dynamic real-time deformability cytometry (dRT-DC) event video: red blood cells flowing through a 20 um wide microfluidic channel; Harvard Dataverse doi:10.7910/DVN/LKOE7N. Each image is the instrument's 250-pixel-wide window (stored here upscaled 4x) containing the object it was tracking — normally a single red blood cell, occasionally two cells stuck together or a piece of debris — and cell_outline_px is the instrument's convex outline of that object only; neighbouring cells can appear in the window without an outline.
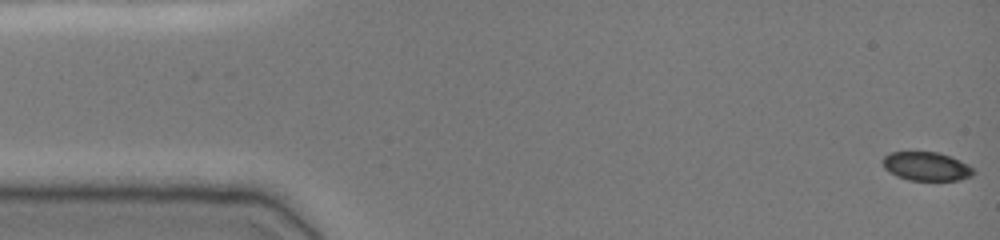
{"species": "common noctule bat (a hibernating species)", "species_latin": "Nyctalus noctula", "temperature_condition": "cold", "stored_images_in_passage": 50, "camera_frame_rate_fps": 3000, "um_per_image_px": 0.085, "animal": {"sex": "female", "body_mass_g": 19.0, "forearm_length_mm": 51.5}, "frame": {"image": 1, "passage_image": 1, "time_ms": 0.0, "image_size_px": [1000, 240], "cell_outline_px": [[976, 172], [972, 176], [960, 180], [908, 180], [896, 176], [884, 168], [880, 160], [884, 156], [892, 152], [936, 152], [952, 156], [968, 164]], "centroid_in_image_um": [78.74, 14.14], "position_along_channel_um": 6.3, "area_um2": 15.37}}
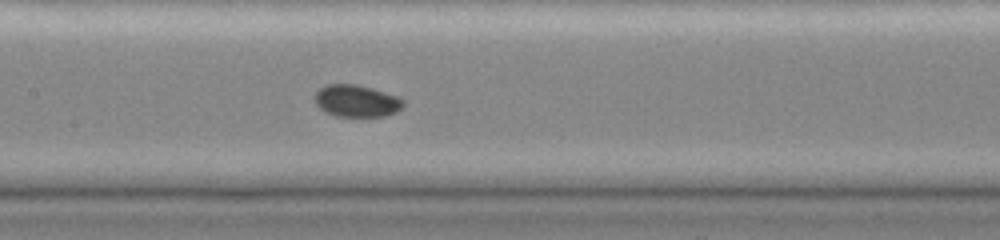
{"frame": {"image": 2, "passage_image": 24, "time_ms": 7.667, "image_size_px": [1000, 240], "cell_outline_px": [[404, 104], [396, 112], [384, 116], [336, 116], [324, 112], [316, 104], [312, 96], [320, 88], [328, 84], [356, 84], [372, 88], [396, 96], [404, 100]], "centroid_in_image_um": [30.26, 8.57], "position_along_channel_um": 177.1, "area_um2": 16.53}}
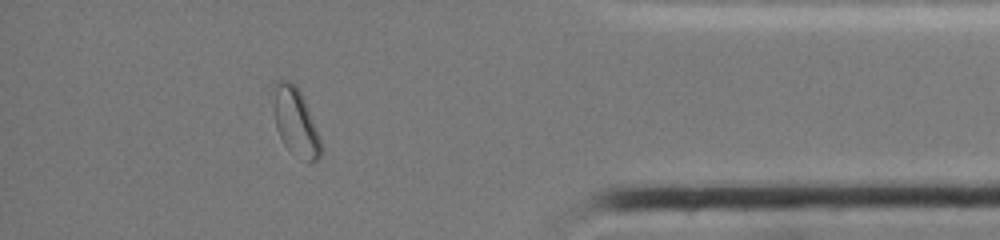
{"frame": {"image": 3, "passage_image": 44, "time_ms": 14.333, "image_size_px": [1000, 240], "cell_outline_px": [[324, 148], [320, 156], [312, 164], [308, 164], [288, 148], [284, 144], [276, 128], [272, 84], [280, 80], [288, 80], [296, 84], [308, 108]], "centroid_in_image_um": [25.14, 10.38], "position_along_channel_um": 410.1, "area_um2": 18.84}}